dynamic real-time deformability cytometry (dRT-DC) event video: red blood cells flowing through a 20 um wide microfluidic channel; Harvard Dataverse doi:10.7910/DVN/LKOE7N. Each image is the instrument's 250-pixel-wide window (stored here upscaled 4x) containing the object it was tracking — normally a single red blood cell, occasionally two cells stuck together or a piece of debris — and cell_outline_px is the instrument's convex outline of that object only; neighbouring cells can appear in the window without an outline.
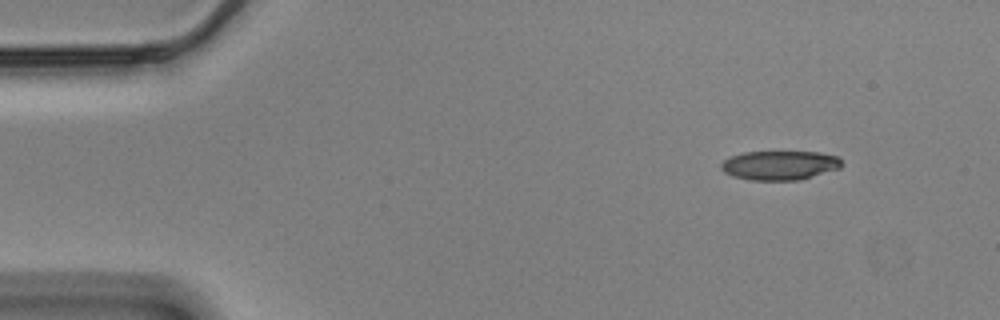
{"species": "Egyptian fruit bat (a non-hibernating species)", "species_latin": "Rousettus aegyptiacus", "temperature_condition": "cold", "stored_images_in_passage": 20, "camera_frame_rate_fps": 3000, "um_per_image_px": 0.085, "animal": {"sex": "male"}, "frame": {"image": 1, "passage_image": 1, "time_ms": 0.0, "image_size_px": [1000, 320], "cell_outline_px": [[844, 164], [840, 168], [796, 180], [748, 180], [732, 176], [724, 172], [720, 168], [720, 164], [724, 160], [732, 156], [744, 152], [820, 152], [840, 156]], "centroid_in_image_um": [66.28, 14.04], "position_along_channel_um": 18.7, "area_um2": 20.58}}
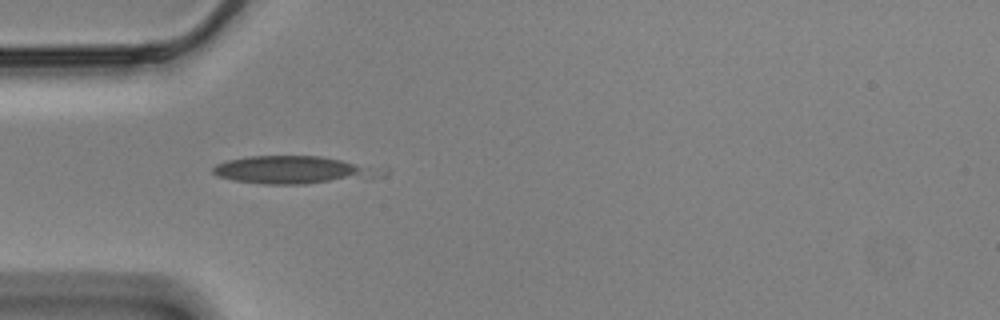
{"frame": {"image": 2, "passage_image": 12, "time_ms": 3.667, "image_size_px": [1000, 320], "cell_outline_px": [[388, 172], [384, 176], [304, 184], [264, 184], [232, 180], [216, 176], [212, 172], [212, 168], [216, 164], [228, 160], [248, 156], [320, 156], [388, 168]], "centroid_in_image_um": [25.0, 14.44], "position_along_channel_um": 60.0, "area_um2": 27.51}}